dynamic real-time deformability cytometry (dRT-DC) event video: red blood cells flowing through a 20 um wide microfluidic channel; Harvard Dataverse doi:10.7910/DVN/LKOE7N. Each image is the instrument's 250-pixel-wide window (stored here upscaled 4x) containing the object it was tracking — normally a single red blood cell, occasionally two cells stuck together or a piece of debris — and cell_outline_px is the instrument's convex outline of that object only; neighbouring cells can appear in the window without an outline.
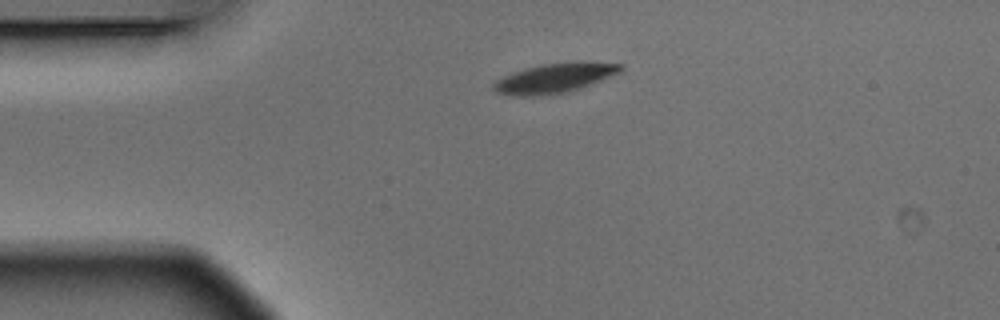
{"species": "Egyptian fruit bat (a non-hibernating species)", "species_latin": "Rousettus aegyptiacus", "temperature_condition": "warm", "stored_images_in_passage": 2, "camera_frame_rate_fps": 3000, "um_per_image_px": 0.085, "animal": {"sex": "male"}, "frame": {"image": 1, "passage_image": 1, "time_ms": 0.0, "image_size_px": [1000, 320], "cell_outline_px": [[624, 68], [620, 72], [580, 88], [564, 92], [540, 96], [512, 96], [496, 92], [492, 88], [492, 84], [496, 80], [512, 72], [544, 64], [580, 60], [584, 60], [624, 64]], "centroid_in_image_um": [47.16, 6.62], "position_along_channel_um": 37.8, "area_um2": 22.08}}